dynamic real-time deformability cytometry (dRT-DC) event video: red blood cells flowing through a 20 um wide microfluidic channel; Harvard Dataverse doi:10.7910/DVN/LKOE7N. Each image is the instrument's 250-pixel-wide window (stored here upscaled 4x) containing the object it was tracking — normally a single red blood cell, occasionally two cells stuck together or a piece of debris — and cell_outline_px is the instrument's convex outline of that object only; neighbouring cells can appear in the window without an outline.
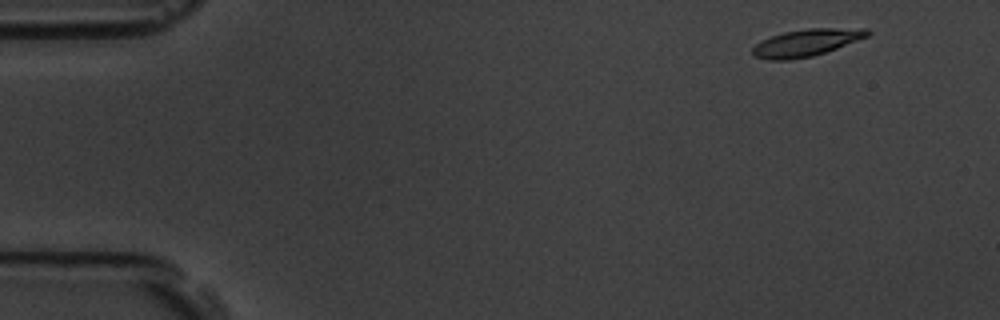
{"species": "common noctule bat (a hibernating species)", "species_latin": "Nyctalus noctula", "temperature_condition": "room temperature", "stored_images_in_passage": 5, "camera_frame_rate_fps": 3000, "um_per_image_px": 0.085, "animal": {"sex": "male", "body_mass_g": 19.5, "forearm_length_mm": 54.6}, "frame": {"image": 1, "passage_image": 1, "time_ms": 0.0, "image_size_px": [1000, 320], "cell_outline_px": [[872, 32], [868, 36], [836, 48], [812, 56], [788, 60], [768, 60], [752, 56], [752, 48], [756, 44], [772, 36], [784, 32], [808, 28], [868, 28]], "centroid_in_image_um": [68.54, 3.62], "position_along_channel_um": 16.5, "area_um2": 18.03}}
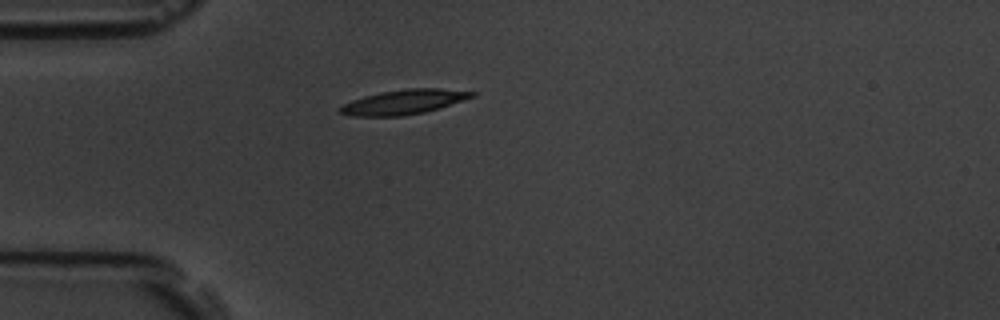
{"frame": {"image": 2, "passage_image": 4, "time_ms": 1.0, "image_size_px": [1000, 320], "cell_outline_px": [[476, 96], [440, 108], [424, 112], [400, 116], [352, 116], [340, 112], [336, 108], [352, 100], [364, 96], [380, 92], [408, 88], [440, 88], [476, 92]], "centroid_in_image_um": [34.33, 8.66], "position_along_channel_um": 50.7, "area_um2": 18.96}}